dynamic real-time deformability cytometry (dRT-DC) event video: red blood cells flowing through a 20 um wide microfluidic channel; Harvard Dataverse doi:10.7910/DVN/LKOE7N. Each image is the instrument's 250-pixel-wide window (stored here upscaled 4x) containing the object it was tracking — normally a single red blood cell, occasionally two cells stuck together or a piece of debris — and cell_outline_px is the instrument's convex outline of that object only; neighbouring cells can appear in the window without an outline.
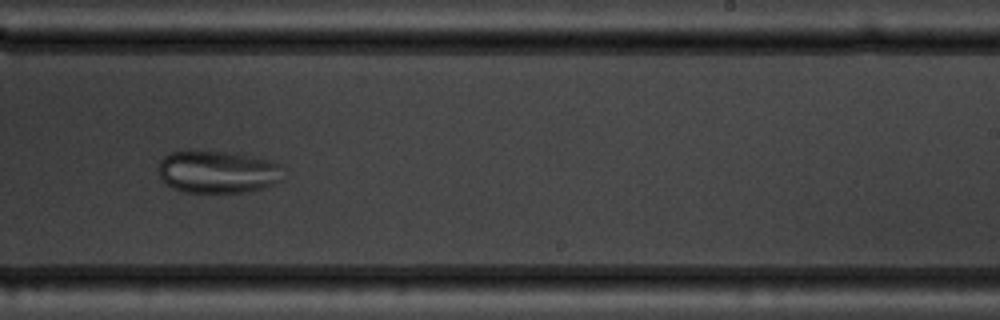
{"species": "common noctule bat (a hibernating species)", "species_latin": "Nyctalus noctula", "temperature_condition": "warm", "stored_images_in_passage": 12, "camera_frame_rate_fps": 3000, "um_per_image_px": 0.085, "animal": {"sex": "male", "body_mass_g": 19.5, "forearm_length_mm": 54.6}, "frame": {"image": 1, "passage_image": 7, "time_ms": 7.0, "image_size_px": [1000, 320], "cell_outline_px": [[284, 180], [260, 188], [244, 192], [184, 192], [172, 188], [164, 184], [160, 176], [160, 160], [164, 156], [172, 152], [232, 152], [272, 160], [280, 164]], "centroid_in_image_um": [18.53, 14.62], "position_along_channel_um": 270.5, "area_um2": 30.75}}
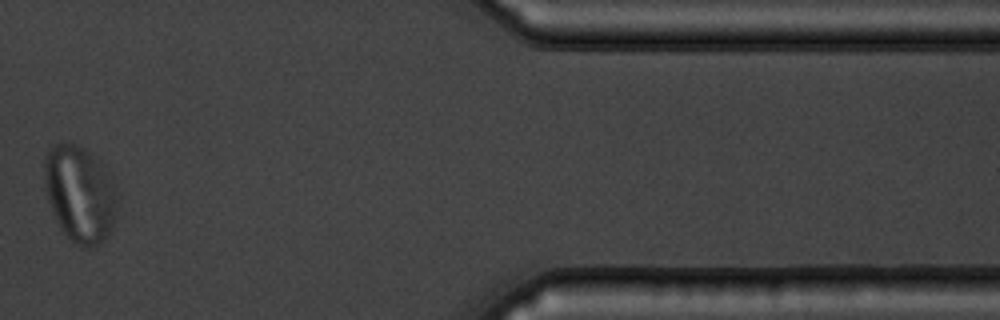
{"frame": {"image": 2, "passage_image": 10, "time_ms": 11.667, "image_size_px": [1000, 320], "cell_outline_px": [[116, 220], [112, 228], [92, 248], [88, 248], [76, 244], [60, 228], [52, 212], [44, 188], [44, 164], [48, 148], [56, 144], [76, 144], [84, 148], [100, 160], [116, 184]], "centroid_in_image_um": [6.79, 16.45], "position_along_channel_um": 404.6, "area_um2": 41.04}}